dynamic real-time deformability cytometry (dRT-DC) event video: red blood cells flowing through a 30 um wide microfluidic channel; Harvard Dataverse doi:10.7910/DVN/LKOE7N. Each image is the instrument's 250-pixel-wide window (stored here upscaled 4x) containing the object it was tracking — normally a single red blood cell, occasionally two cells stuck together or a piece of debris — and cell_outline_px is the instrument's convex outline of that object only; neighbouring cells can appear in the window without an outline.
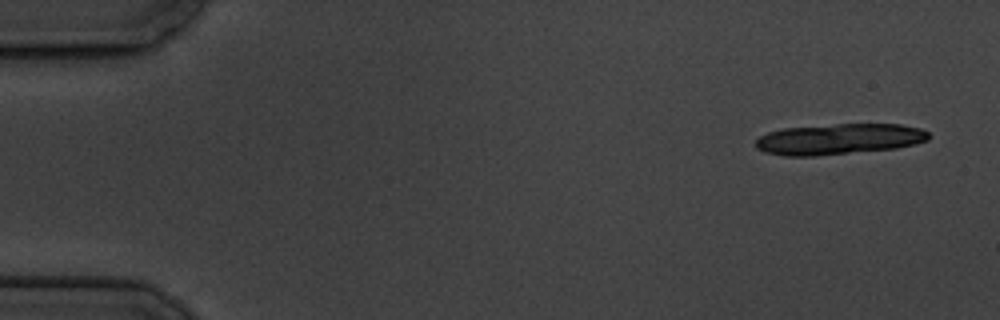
{"species": "common noctule bat (a hibernating species)", "species_latin": "Nyctalus noctula", "temperature_condition": "cold", "stored_images_in_passage": 11, "camera_frame_rate_fps": 3000, "um_per_image_px": 0.085, "animal": {"sex": "male", "body_mass_g": 19.5, "forearm_length_mm": 54.6}, "frame": {"image": 1, "passage_image": 1, "time_ms": 0.0, "image_size_px": [1000, 320], "cell_outline_px": [[928, 140], [916, 144], [896, 148], [816, 156], [784, 156], [764, 152], [756, 148], [756, 140], [760, 136], [768, 132], [784, 128], [836, 124], [900, 124], [920, 128], [928, 132]], "centroid_in_image_um": [71.3, 11.82], "position_along_channel_um": 13.7, "area_um2": 31.1}}
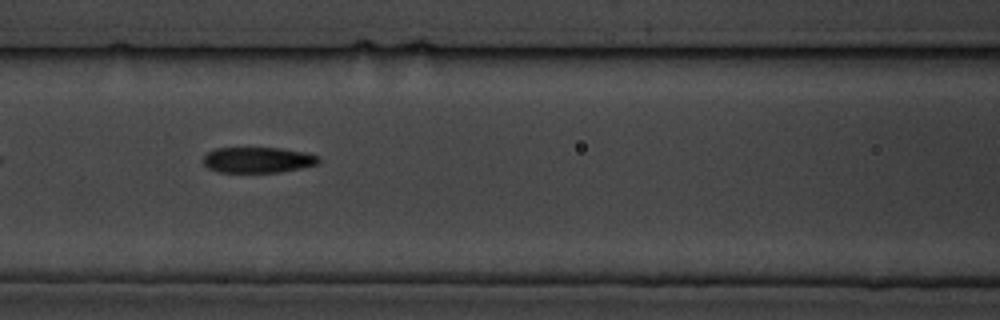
{"frame": {"image": 2, "passage_image": 7, "time_ms": 7.667, "image_size_px": [1000, 320], "cell_outline_px": [[320, 160], [316, 164], [300, 168], [280, 172], [220, 172], [208, 168], [204, 164], [204, 156], [208, 152], [216, 148], [280, 148], [304, 152], [320, 156]], "centroid_in_image_um": [21.92, 13.59], "position_along_channel_um": 144.7, "area_um2": 17.17}}
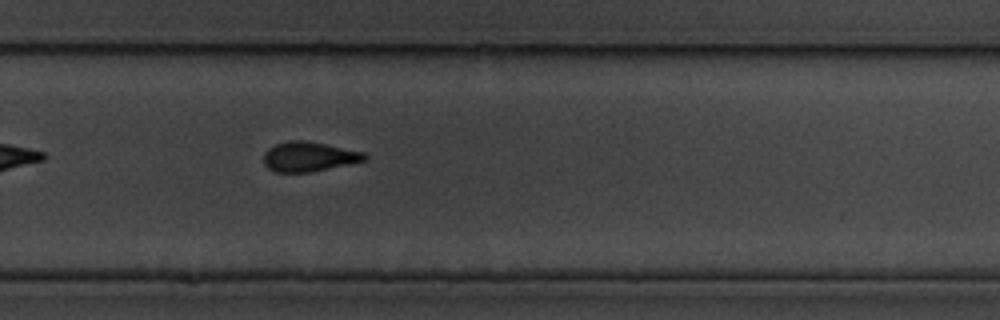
{"frame": {"image": 3, "passage_image": 11, "time_ms": 12.333, "image_size_px": [1000, 320], "cell_outline_px": [[368, 156], [364, 160], [312, 172], [276, 172], [268, 168], [264, 164], [264, 152], [268, 148], [276, 144], [292, 140], [304, 140], [364, 152]], "centroid_in_image_um": [26.22, 13.32], "position_along_channel_um": 303.6, "area_um2": 17.22}}